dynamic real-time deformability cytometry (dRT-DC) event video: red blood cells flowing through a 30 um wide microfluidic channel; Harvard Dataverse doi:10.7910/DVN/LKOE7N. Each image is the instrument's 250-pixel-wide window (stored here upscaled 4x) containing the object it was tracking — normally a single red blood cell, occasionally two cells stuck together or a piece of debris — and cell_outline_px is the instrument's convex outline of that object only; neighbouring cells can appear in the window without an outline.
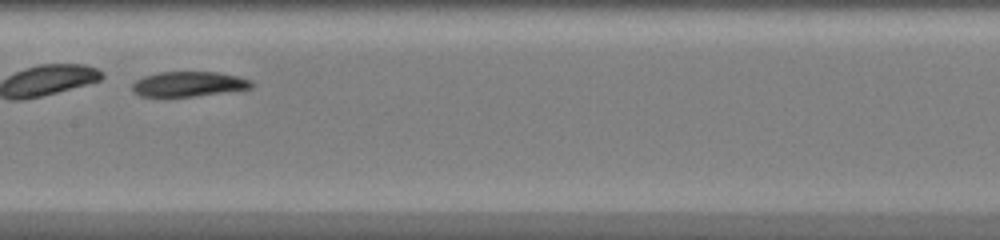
{"species": "common noctule bat (a hibernating species)", "species_latin": "Nyctalus noctula", "temperature_condition": "warm", "stored_images_in_passage": 29, "camera_frame_rate_fps": 3000, "um_per_image_px": 0.085, "animal": {"sex": "female", "body_mass_g": 20.0, "forearm_length_mm": 54.0}, "frame": {"image": 1, "passage_image": 13, "time_ms": 4.0, "image_size_px": [1000, 240], "cell_outline_px": [[252, 88], [196, 96], [140, 96], [132, 92], [132, 84], [136, 80], [144, 76], [160, 72], [216, 72], [236, 76], [252, 80]], "centroid_in_image_um": [16.01, 7.14], "position_along_channel_um": 191.4, "area_um2": 17.22}}